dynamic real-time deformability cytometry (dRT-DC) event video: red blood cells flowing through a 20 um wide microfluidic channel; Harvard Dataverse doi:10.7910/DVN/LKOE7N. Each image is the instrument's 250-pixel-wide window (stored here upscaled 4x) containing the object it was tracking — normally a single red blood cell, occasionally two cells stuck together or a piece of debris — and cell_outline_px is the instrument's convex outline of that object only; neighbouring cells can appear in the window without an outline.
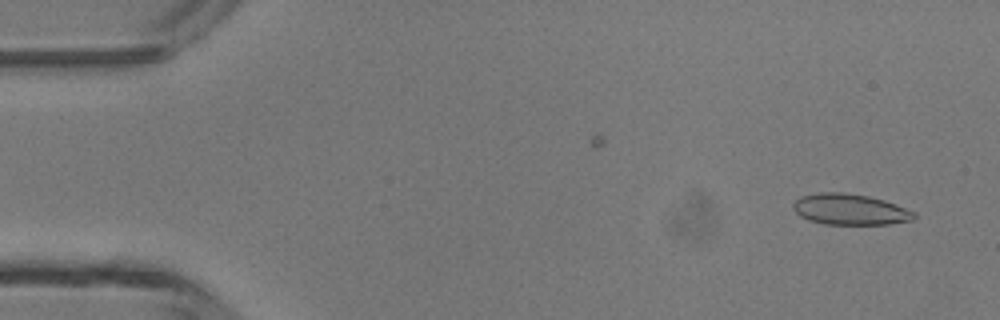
{"species": "common noctule bat (a hibernating species)", "species_latin": "Nyctalus noctula", "temperature_condition": "room temperature", "stored_images_in_passage": 39, "camera_frame_rate_fps": 3000, "um_per_image_px": 0.085, "animal": {"sex": "male", "body_mass_g": 13.3}, "frame": {"image": 1, "passage_image": 2, "time_ms": 0.333, "image_size_px": [1000, 320], "cell_outline_px": [[916, 216], [912, 220], [888, 224], [824, 224], [808, 220], [800, 216], [792, 208], [792, 204], [800, 196], [820, 192], [844, 192], [868, 196], [884, 200], [896, 204], [916, 212]], "centroid_in_image_um": [72.24, 17.79], "position_along_channel_um": 12.8, "area_um2": 21.91}}
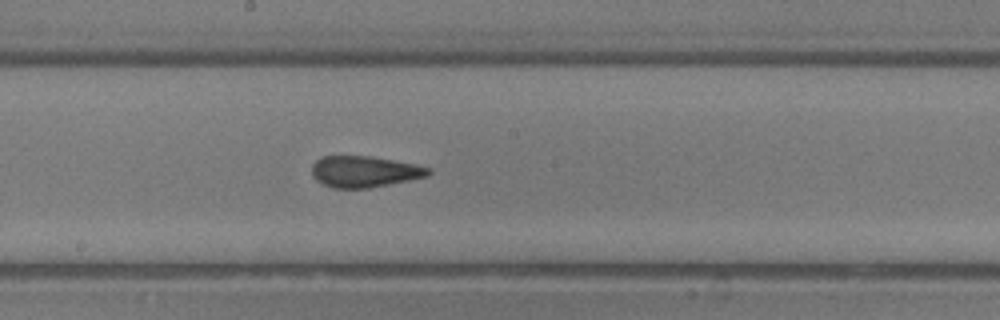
{"frame": {"image": 2, "passage_image": 24, "time_ms": 7.667, "image_size_px": [1000, 320], "cell_outline_px": [[432, 172], [428, 176], [368, 188], [332, 188], [316, 180], [312, 176], [312, 164], [320, 156], [368, 156], [416, 164], [432, 168]], "centroid_in_image_um": [30.97, 14.58], "position_along_channel_um": 217.2, "area_um2": 21.21}}
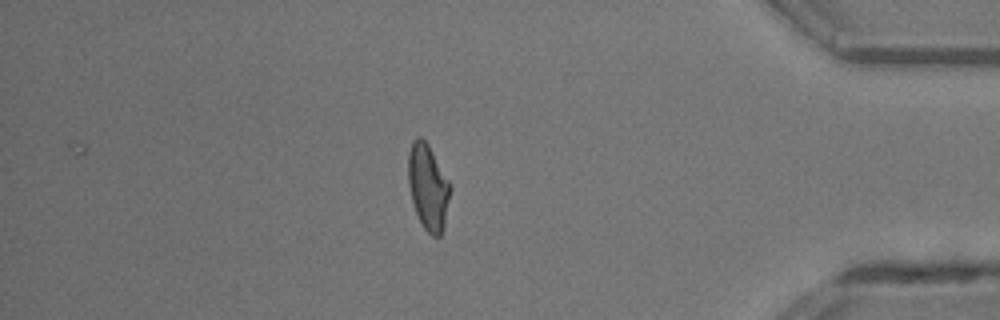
{"frame": {"image": 3, "passage_image": 39, "time_ms": 12.667, "image_size_px": [1000, 320], "cell_outline_px": [[452, 188], [444, 228], [440, 236], [432, 236], [424, 228], [416, 212], [412, 200], [408, 184], [408, 152], [412, 140], [416, 136], [420, 136], [428, 144], [452, 184]], "centroid_in_image_um": [36.4, 15.87], "position_along_channel_um": 398.8, "area_um2": 21.33}, "authors_computed_cell_mechanics": {"area_um2": 21.5594, "velocity_mm_per_s": 4.4007, "shape_relaxation_time_tau1_ms": 9.7312, "shape_relaxation_time_tau2_ms": 1.2313, "deformation_change_tau1": 0.2343, "deformation_change_tau2": 0.0831}}